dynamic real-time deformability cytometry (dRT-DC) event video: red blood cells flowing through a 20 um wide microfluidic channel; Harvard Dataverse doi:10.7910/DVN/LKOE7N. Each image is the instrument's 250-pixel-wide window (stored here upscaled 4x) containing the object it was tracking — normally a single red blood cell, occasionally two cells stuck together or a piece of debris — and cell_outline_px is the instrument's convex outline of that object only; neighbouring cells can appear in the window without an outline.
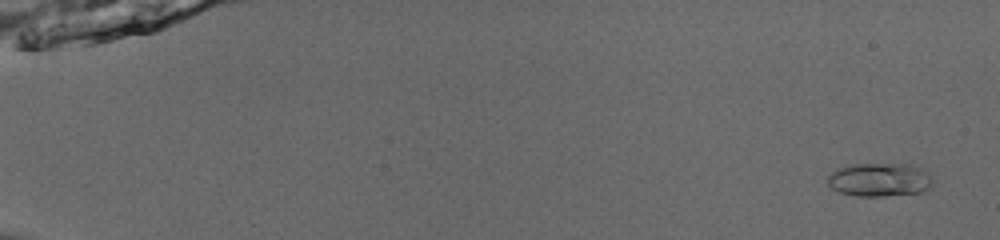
{"species": "common noctule bat (a hibernating species)", "species_latin": "Nyctalus noctula", "temperature_condition": "room temperature", "stored_images_in_passage": 54, "camera_frame_rate_fps": 3000, "um_per_image_px": 0.085, "animal": {"sex": "male", "body_mass_g": 13.0, "forearm_length_mm": 53.1}, "frame": {"image": 1, "passage_image": 3, "time_ms": 0.667, "image_size_px": [1000, 240], "cell_outline_px": [[932, 184], [928, 188], [920, 192], [884, 196], [856, 196], [840, 192], [832, 188], [828, 184], [828, 176], [836, 168], [852, 164], [912, 164], [928, 172], [932, 180]], "centroid_in_image_um": [74.75, 15.27], "position_along_channel_um": 10.3, "area_um2": 20.52}}
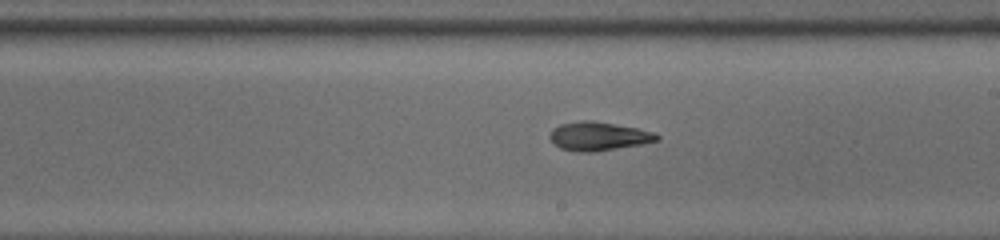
{"frame": {"image": 2, "passage_image": 34, "time_ms": 11.0, "image_size_px": [1000, 240], "cell_outline_px": [[660, 140], [640, 144], [592, 152], [576, 152], [560, 148], [548, 136], [552, 128], [560, 124], [580, 120], [588, 120], [636, 128], [652, 132], [660, 136]], "centroid_in_image_um": [50.83, 11.58], "position_along_channel_um": 238.2, "area_um2": 17.63}}
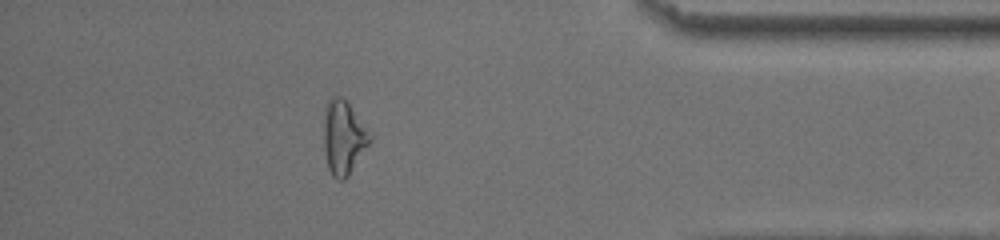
{"frame": {"image": 3, "passage_image": 49, "time_ms": 16.0, "image_size_px": [1000, 240], "cell_outline_px": [[372, 140], [348, 176], [344, 180], [336, 180], [332, 176], [328, 168], [324, 148], [324, 104], [332, 96], [340, 96], [348, 104], [372, 136]], "centroid_in_image_um": [29.17, 11.7], "position_along_channel_um": 406.0, "area_um2": 19.71}, "authors_computed_cell_mechanics": {"area_um2": 17.8602, "velocity_mm_per_s": 3.8711, "shape_relaxation_time_tau1_ms": 7.3456, "shape_relaxation_time_tau2_ms": 9.4327, "deformation_change_tau1": 0.2083, "deformation_change_tau2": 0.1456}}